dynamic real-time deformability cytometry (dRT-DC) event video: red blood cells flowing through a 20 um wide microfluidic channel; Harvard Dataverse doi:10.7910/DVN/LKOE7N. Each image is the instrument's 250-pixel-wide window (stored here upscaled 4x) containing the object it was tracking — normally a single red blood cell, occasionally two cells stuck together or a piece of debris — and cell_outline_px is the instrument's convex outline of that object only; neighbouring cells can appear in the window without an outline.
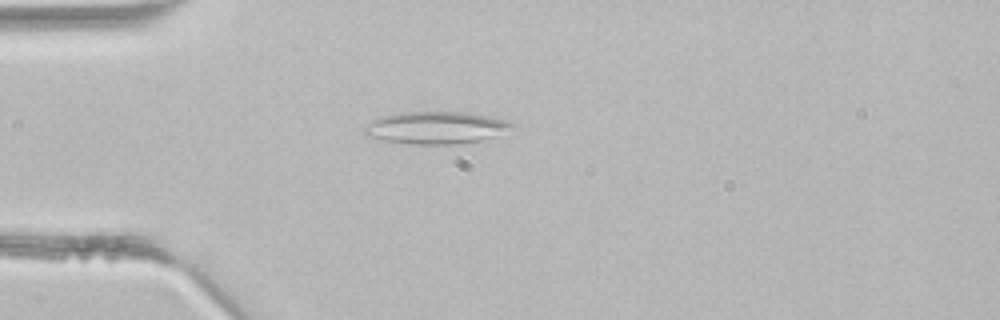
{"species": "common noctule bat (a hibernating species)", "species_latin": "Nyctalus noctula", "temperature_condition": "room temperature", "stored_images_in_passage": 4, "camera_frame_rate_fps": 3000, "um_per_image_px": 0.085, "animal": {"sex": "male", "body_mass_g": 21.5, "forearm_length_mm": 52.0}, "frame": {"image": 1, "passage_image": 4, "time_ms": 1.0, "image_size_px": [1000, 320], "cell_outline_px": [[516, 124], [492, 136], [480, 140], [456, 144], [408, 144], [384, 140], [364, 136], [364, 124], [376, 116], [396, 112], [472, 112], [508, 120]], "centroid_in_image_um": [36.93, 10.83], "position_along_channel_um": 48.1, "area_um2": 28.03}}